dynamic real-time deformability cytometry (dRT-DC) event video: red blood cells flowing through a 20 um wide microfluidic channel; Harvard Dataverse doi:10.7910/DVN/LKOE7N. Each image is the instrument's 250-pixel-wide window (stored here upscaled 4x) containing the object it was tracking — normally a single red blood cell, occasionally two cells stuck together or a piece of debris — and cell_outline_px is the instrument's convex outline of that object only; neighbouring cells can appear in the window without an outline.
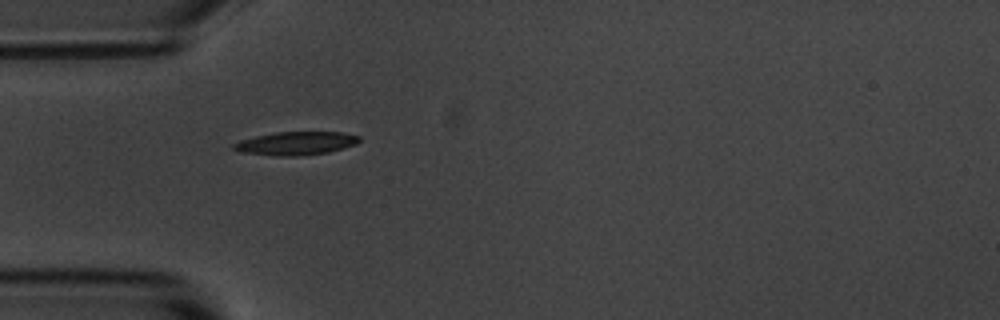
{"species": "common noctule bat (a hibernating species)", "species_latin": "Nyctalus noctula", "temperature_condition": "room temperature", "stored_images_in_passage": 1, "camera_frame_rate_fps": 3000, "um_per_image_px": 0.085, "animal": {"sex": "male", "body_mass_g": 20.1, "forearm_length_mm": 53.5}, "frame": {"image": 1, "passage_image": 1, "time_ms": 0.0, "image_size_px": [1000, 320], "cell_outline_px": [[360, 140], [356, 144], [328, 152], [296, 156], [280, 156], [244, 152], [232, 148], [232, 144], [240, 140], [256, 136], [276, 132], [340, 132], [360, 136]], "centroid_in_image_um": [25.16, 12.17], "position_along_channel_um": 59.8, "area_um2": 16.82}}